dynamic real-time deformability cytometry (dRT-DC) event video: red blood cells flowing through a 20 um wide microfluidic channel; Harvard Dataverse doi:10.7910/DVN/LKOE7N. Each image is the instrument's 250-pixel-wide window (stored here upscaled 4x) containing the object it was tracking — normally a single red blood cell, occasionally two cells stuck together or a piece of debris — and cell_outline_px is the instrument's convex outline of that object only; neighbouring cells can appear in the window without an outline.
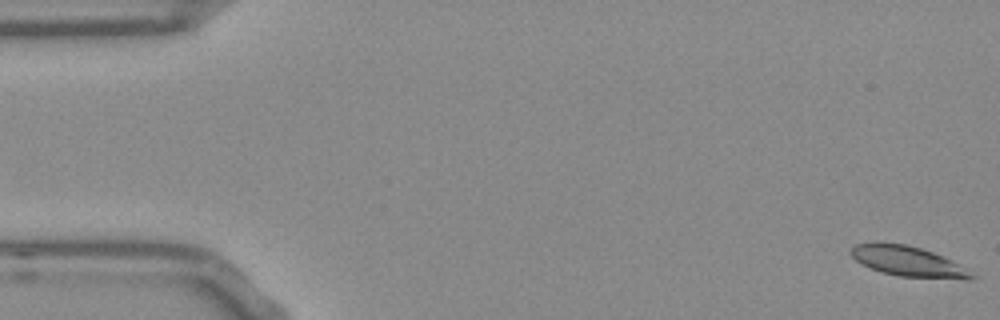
{"species": "Egyptian fruit bat (a non-hibernating species)", "species_latin": "Rousettus aegyptiacus", "temperature_condition": "room temperature", "stored_images_in_passage": 53, "camera_frame_rate_fps": 3000, "um_per_image_px": 0.085, "frame": {"image": 1, "passage_image": 1, "time_ms": 0.0, "image_size_px": [1000, 320], "cell_outline_px": [[976, 276], [972, 280], [964, 280], [900, 276], [880, 272], [860, 264], [848, 252], [856, 244], [904, 244], [920, 248], [932, 252], [968, 268]], "centroid_in_image_um": [77.25, 22.26], "position_along_channel_um": 7.8, "area_um2": 21.04}}
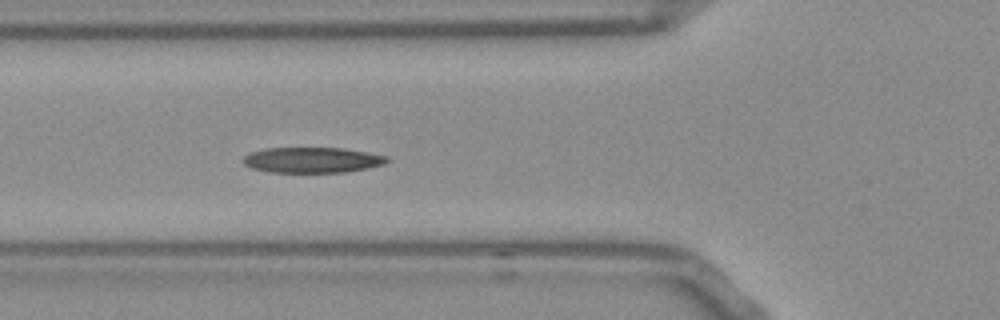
{"frame": {"image": 2, "passage_image": 19, "time_ms": 6.0, "image_size_px": [1000, 320], "cell_outline_px": [[392, 160], [384, 164], [368, 168], [344, 172], [268, 172], [252, 168], [244, 164], [244, 156], [252, 152], [264, 148], [344, 148], [368, 152], [388, 156]], "centroid_in_image_um": [26.59, 13.6], "position_along_channel_um": 99.2, "area_um2": 21.44}}
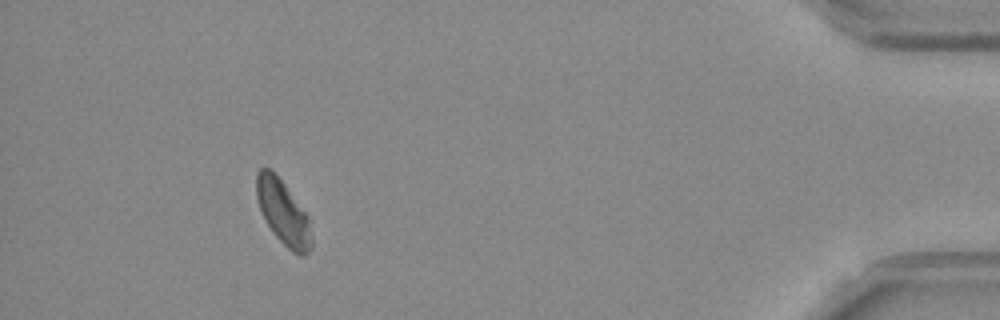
{"frame": {"image": 3, "passage_image": 49, "time_ms": 16.0, "image_size_px": [1000, 320], "cell_outline_px": [[312, 248], [304, 256], [300, 256], [292, 252], [276, 236], [268, 224], [260, 208], [256, 196], [256, 172], [260, 168], [268, 168], [284, 184], [308, 216], [312, 240]], "centroid_in_image_um": [24.08, 18.09], "position_along_channel_um": 411.1, "area_um2": 20.23}, "authors_computed_cell_mechanics": {"area_um2": 21.386, "velocity_mm_per_s": 3.7595, "shape_relaxation_time_tau1_ms": 5.6058, "shape_relaxation_time_tau2_ms": null, "deformation_change_tau1": 0.1517, "deformation_change_tau2": null}}